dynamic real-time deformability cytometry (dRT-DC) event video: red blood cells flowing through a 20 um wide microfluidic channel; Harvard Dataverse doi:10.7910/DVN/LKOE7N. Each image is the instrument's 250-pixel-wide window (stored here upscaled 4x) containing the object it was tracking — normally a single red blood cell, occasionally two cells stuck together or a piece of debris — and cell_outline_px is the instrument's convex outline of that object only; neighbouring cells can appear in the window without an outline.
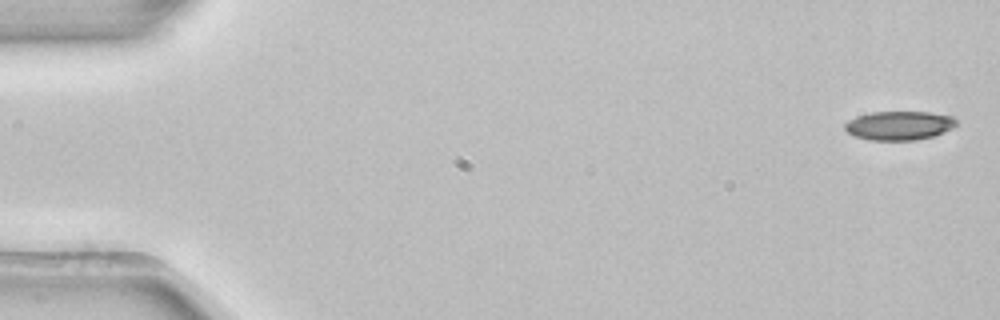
{"species": "common noctule bat (a hibernating species)", "species_latin": "Nyctalus noctula", "temperature_condition": "room temperature", "stored_images_in_passage": 4, "camera_frame_rate_fps": 3000, "um_per_image_px": 0.085, "animal": {"sex": "female", "body_mass_g": 22.7, "forearm_length_mm": 54.2}, "frame": {"image": 1, "passage_image": 1, "time_ms": 0.0, "image_size_px": [1000, 320], "cell_outline_px": [[956, 124], [952, 128], [932, 136], [916, 140], [868, 140], [852, 136], [844, 128], [844, 124], [848, 120], [856, 116], [872, 112], [928, 112], [952, 116], [956, 120]], "centroid_in_image_um": [76.38, 10.67], "position_along_channel_um": 8.6, "area_um2": 18.79}}